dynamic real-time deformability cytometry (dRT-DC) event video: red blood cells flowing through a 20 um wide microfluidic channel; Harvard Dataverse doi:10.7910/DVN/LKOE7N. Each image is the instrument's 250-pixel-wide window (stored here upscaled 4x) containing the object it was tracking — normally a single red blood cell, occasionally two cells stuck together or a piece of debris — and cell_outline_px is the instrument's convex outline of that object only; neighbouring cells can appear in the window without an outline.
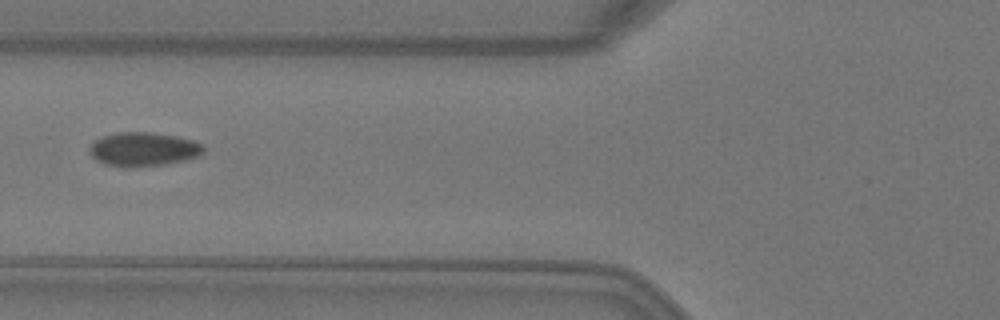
{"species": "Egyptian fruit bat (a non-hibernating species)", "species_latin": "Rousettus aegyptiacus", "temperature_condition": "warm", "stored_images_in_passage": 6, "camera_frame_rate_fps": 3000, "um_per_image_px": 0.085, "animal": {"sex": "female"}, "frame": {"image": 1, "passage_image": 5, "time_ms": 1.333, "image_size_px": [1000, 320], "cell_outline_px": [[204, 152], [200, 156], [184, 160], [164, 164], [128, 168], [124, 168], [104, 164], [96, 160], [88, 152], [88, 148], [92, 140], [100, 136], [116, 132], [152, 132], [176, 136], [192, 140], [200, 144], [204, 148]], "centroid_in_image_um": [12.11, 12.68], "position_along_channel_um": 113.7, "area_um2": 22.95}}
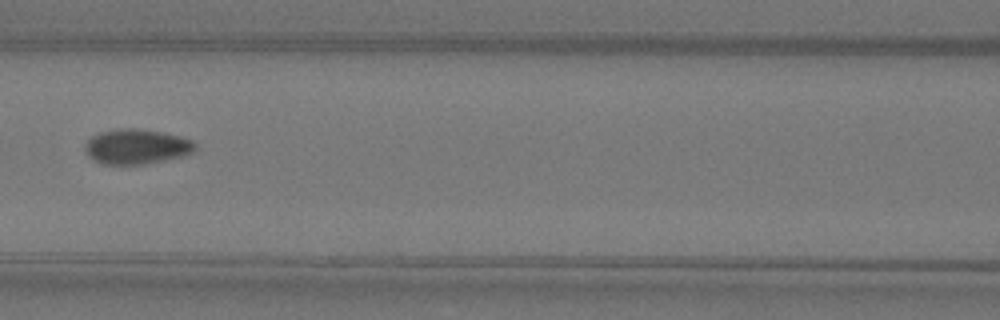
{"frame": {"image": 2, "passage_image": 6, "time_ms": 1.667, "image_size_px": [1000, 320], "cell_outline_px": [[196, 148], [192, 152], [184, 156], [144, 164], [104, 164], [92, 160], [88, 156], [84, 148], [84, 144], [92, 136], [100, 132], [120, 128], [136, 128], [160, 132], [180, 136], [192, 140], [196, 144]], "centroid_in_image_um": [11.59, 12.46], "position_along_channel_um": 155.0, "area_um2": 22.48}}